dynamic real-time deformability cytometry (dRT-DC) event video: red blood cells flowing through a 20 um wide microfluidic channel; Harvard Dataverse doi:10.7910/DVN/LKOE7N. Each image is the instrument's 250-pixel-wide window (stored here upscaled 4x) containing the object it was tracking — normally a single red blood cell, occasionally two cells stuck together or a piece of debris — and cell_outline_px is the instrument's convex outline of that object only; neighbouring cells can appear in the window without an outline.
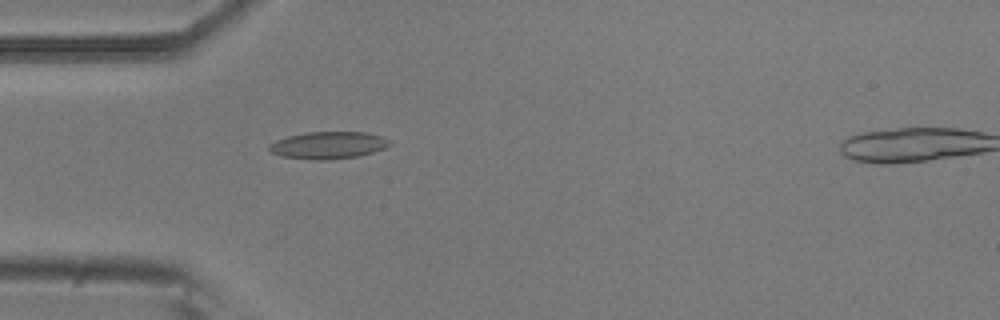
{"species": "common noctule bat (a hibernating species)", "species_latin": "Nyctalus noctula", "temperature_condition": "room temperature", "stored_images_in_passage": 5, "camera_frame_rate_fps": 3000, "um_per_image_px": 0.085, "animal": {"sex": "male", "body_mass_g": 20.5, "forearm_length_mm": 52.5}, "frame": {"image": 1, "passage_image": 4, "time_ms": 1.0, "image_size_px": [1000, 320], "cell_outline_px": [[392, 144], [384, 148], [372, 152], [356, 156], [328, 160], [312, 160], [284, 156], [272, 152], [268, 148], [268, 144], [276, 140], [288, 136], [308, 132], [364, 132], [380, 136], [392, 140]], "centroid_in_image_um": [27.91, 12.34], "position_along_channel_um": 57.1, "area_um2": 18.96}}